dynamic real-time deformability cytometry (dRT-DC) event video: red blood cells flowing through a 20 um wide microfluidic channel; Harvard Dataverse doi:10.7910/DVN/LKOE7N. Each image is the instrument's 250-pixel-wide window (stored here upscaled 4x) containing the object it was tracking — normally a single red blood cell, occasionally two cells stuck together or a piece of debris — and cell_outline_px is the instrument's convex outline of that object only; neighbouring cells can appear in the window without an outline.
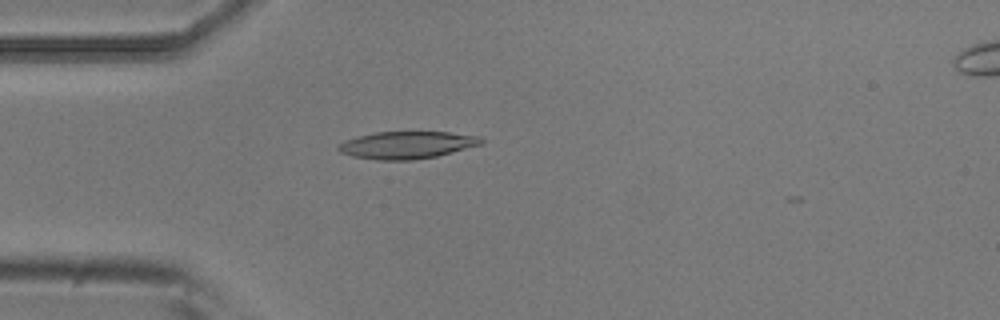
{"species": "common noctule bat (a hibernating species)", "species_latin": "Nyctalus noctula", "temperature_condition": "room temperature", "stored_images_in_passage": 5, "segment_of_instrument_passage": [1, 2], "camera_frame_rate_fps": 3000, "um_per_image_px": 0.085, "animal": {"sex": "male", "body_mass_g": 20.5, "forearm_length_mm": 52.5}, "frame": {"image": 1, "passage_image": 4, "time_ms": 1.0, "image_size_px": [1000, 320], "cell_outline_px": [[484, 144], [436, 156], [412, 160], [376, 160], [352, 156], [340, 152], [336, 148], [344, 140], [356, 136], [376, 132], [448, 132], [480, 136], [484, 140]], "centroid_in_image_um": [34.59, 12.32], "position_along_channel_um": 50.4, "area_um2": 22.83}}